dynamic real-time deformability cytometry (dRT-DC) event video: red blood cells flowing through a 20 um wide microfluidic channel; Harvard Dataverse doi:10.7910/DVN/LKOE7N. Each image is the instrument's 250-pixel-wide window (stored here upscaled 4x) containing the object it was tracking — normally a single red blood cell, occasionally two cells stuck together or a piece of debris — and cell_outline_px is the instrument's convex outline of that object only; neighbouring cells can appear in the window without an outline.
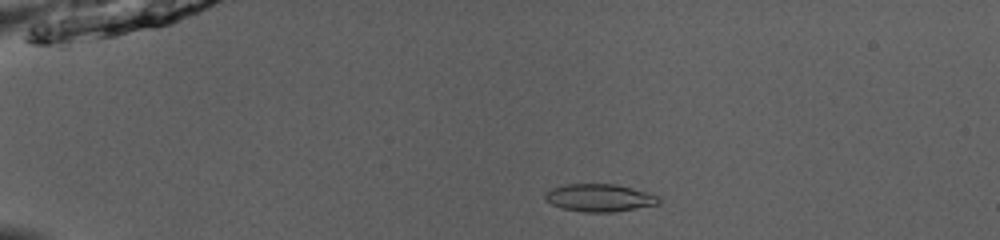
{"species": "common noctule bat (a hibernating species)", "species_latin": "Nyctalus noctula", "temperature_condition": "room temperature", "stored_images_in_passage": 51, "camera_frame_rate_fps": 3000, "um_per_image_px": 0.085, "animal": {"sex": "male", "body_mass_g": 13.0, "forearm_length_mm": 53.1}, "frame": {"image": 1, "passage_image": 11, "time_ms": 3.333, "image_size_px": [1000, 240], "cell_outline_px": [[660, 204], [612, 212], [580, 212], [560, 208], [544, 200], [544, 196], [552, 188], [568, 184], [616, 184], [648, 192], [660, 196]], "centroid_in_image_um": [50.97, 16.82], "position_along_channel_um": 34.0, "area_um2": 18.38}}
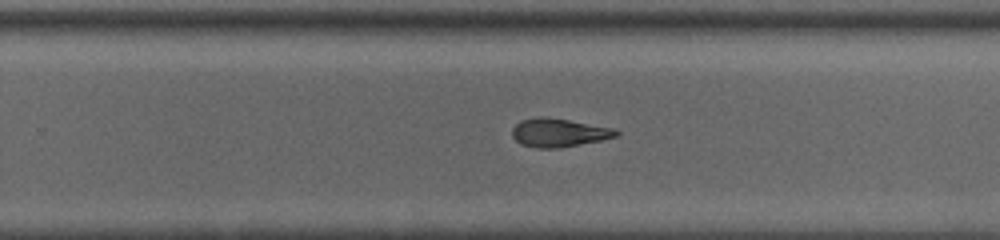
{"frame": {"image": 2, "passage_image": 34, "time_ms": 11.0, "image_size_px": [1000, 240], "cell_outline_px": [[620, 136], [560, 148], [536, 148], [520, 144], [512, 136], [512, 128], [520, 120], [540, 116], [568, 120], [616, 128], [620, 132]], "centroid_in_image_um": [47.51, 11.28], "position_along_channel_um": 282.3, "area_um2": 17.34}}
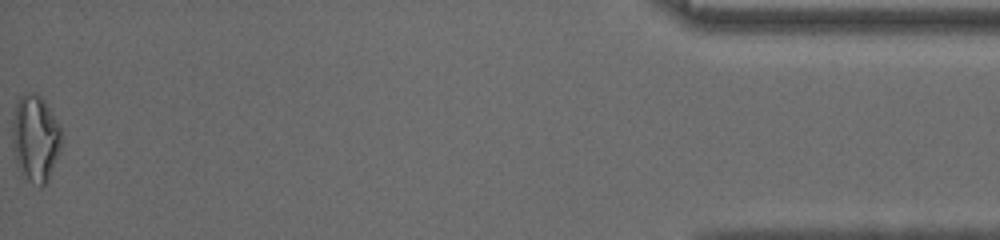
{"frame": {"image": 3, "passage_image": 51, "time_ms": 16.667, "image_size_px": [1000, 240], "cell_outline_px": [[60, 152], [48, 180], [40, 188], [28, 180], [16, 164], [12, 144], [12, 124], [16, 104], [20, 96], [28, 92], [36, 92], [44, 100], [60, 128]], "centroid_in_image_um": [2.99, 11.77], "position_along_channel_um": 432.2, "area_um2": 24.68}, "authors_computed_cell_mechanics": {"area_um2": 18.3804, "velocity_mm_per_s": 4.0106, "shape_relaxation_time_tau1_ms": null, "shape_relaxation_time_tau2_ms": 3.1235, "deformation_change_tau1": null, "deformation_change_tau2": 0.1198}}